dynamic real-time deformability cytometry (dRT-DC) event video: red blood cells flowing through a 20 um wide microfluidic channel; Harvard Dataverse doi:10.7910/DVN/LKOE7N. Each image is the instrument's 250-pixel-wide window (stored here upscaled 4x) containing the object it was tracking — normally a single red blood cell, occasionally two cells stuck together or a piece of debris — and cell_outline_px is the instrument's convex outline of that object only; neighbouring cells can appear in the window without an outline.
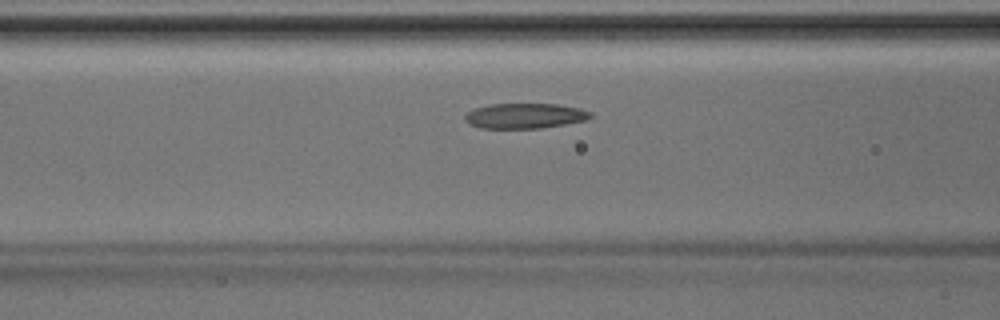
{"species": "Egyptian fruit bat (a non-hibernating species)", "species_latin": "Rousettus aegyptiacus", "temperature_condition": "room temperature", "stored_images_in_passage": 28, "camera_frame_rate_fps": 3000, "um_per_image_px": 0.085, "animal": {"sex": "male"}, "frame": {"image": 1, "passage_image": 4, "time_ms": 1.0, "image_size_px": [1000, 320], "cell_outline_px": [[592, 116], [584, 120], [564, 124], [540, 128], [480, 128], [468, 124], [464, 120], [464, 116], [468, 112], [476, 108], [492, 104], [556, 104], [576, 108], [592, 112]], "centroid_in_image_um": [44.56, 9.85], "position_along_channel_um": 122.0, "area_um2": 18.21}}
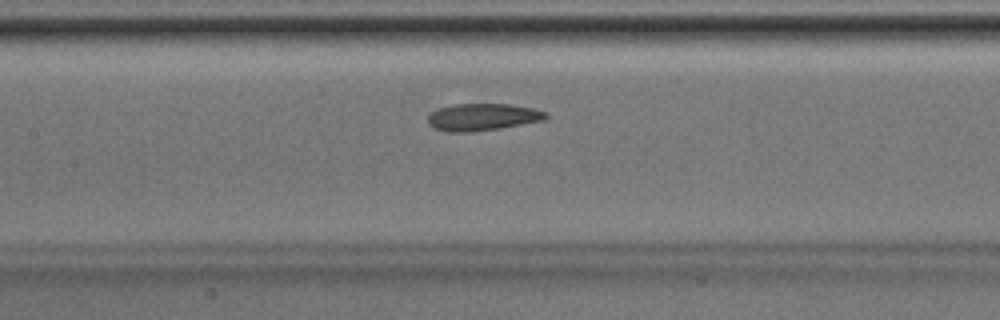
{"frame": {"image": 2, "passage_image": 7, "time_ms": 2.0, "image_size_px": [1000, 320], "cell_outline_px": [[548, 116], [544, 120], [500, 128], [472, 132], [448, 132], [436, 128], [428, 124], [428, 116], [432, 112], [440, 108], [452, 104], [508, 104], [532, 108], [544, 112]], "centroid_in_image_um": [40.99, 9.95], "position_along_channel_um": 166.4, "area_um2": 18.44}}
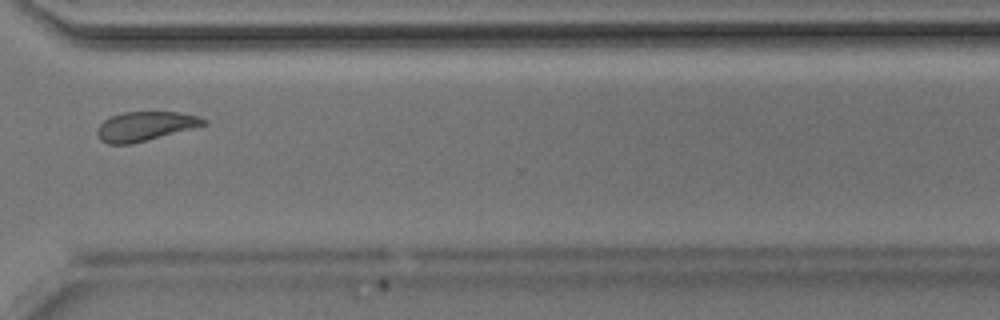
{"frame": {"image": 3, "passage_image": 20, "time_ms": 6.333, "image_size_px": [1000, 320], "cell_outline_px": [[208, 124], [132, 144], [108, 144], [100, 140], [96, 132], [96, 128], [104, 120], [112, 116], [124, 112], [176, 112], [200, 116], [208, 120]], "centroid_in_image_um": [12.34, 10.73], "position_along_channel_um": 358.3, "area_um2": 18.15}}